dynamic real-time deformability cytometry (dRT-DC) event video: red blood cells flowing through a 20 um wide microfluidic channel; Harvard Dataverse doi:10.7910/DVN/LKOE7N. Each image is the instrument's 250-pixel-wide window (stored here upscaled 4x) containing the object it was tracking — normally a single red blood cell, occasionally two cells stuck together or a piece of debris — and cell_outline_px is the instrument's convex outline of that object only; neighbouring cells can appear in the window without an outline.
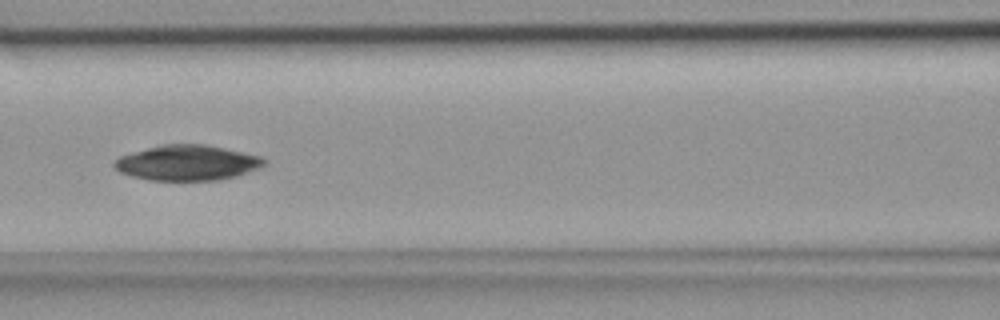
{"species": "common noctule bat (a hibernating species)", "species_latin": "Nyctalus noctula", "temperature_condition": "room temperature", "stored_images_in_passage": 6, "camera_frame_rate_fps": 3000, "um_per_image_px": 0.085, "animal": {"sex": "female", "body_mass_g": 18.4}, "frame": {"image": 1, "passage_image": 6, "time_ms": 1.667, "image_size_px": [1000, 320], "cell_outline_px": [[268, 160], [260, 168], [236, 176], [216, 180], [148, 180], [132, 176], [120, 172], [112, 164], [120, 156], [132, 152], [164, 144], [204, 144], [264, 156]], "centroid_in_image_um": [15.96, 13.83], "position_along_channel_um": 150.6, "area_um2": 30.81}}